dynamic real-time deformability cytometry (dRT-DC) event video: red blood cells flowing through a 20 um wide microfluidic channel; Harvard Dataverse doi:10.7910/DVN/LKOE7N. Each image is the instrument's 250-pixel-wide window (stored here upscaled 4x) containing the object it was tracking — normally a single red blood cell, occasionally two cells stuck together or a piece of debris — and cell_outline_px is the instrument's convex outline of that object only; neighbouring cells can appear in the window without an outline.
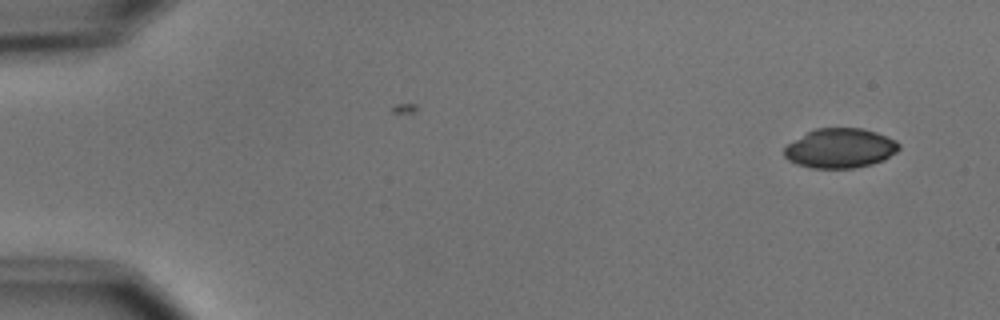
{"species": "common noctule bat (a hibernating species)", "species_latin": "Nyctalus noctula", "temperature_condition": "cold", "stored_images_in_passage": 3, "camera_frame_rate_fps": 3000, "um_per_image_px": 0.085, "animal": {"sex": "male", "body_mass_g": 15.6}, "frame": {"image": 1, "passage_image": 3, "time_ms": 2.333, "image_size_px": [1000, 320], "cell_outline_px": [[900, 148], [896, 152], [884, 160], [872, 164], [852, 168], [812, 168], [796, 164], [788, 160], [784, 156], [784, 148], [788, 144], [808, 132], [816, 128], [860, 128], [876, 132], [896, 140], [900, 144]], "centroid_in_image_um": [71.42, 12.6], "position_along_channel_um": 13.6, "area_um2": 26.41}}